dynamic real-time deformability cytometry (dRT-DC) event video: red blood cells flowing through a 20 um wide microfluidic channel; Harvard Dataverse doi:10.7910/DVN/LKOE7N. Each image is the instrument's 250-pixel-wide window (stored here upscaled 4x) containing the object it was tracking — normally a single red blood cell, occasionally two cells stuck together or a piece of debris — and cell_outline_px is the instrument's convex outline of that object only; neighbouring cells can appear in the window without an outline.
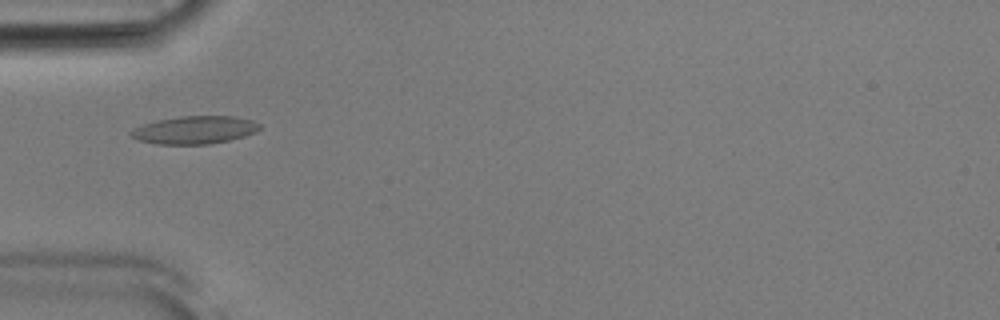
{"species": "Egyptian fruit bat (a non-hibernating species)", "species_latin": "Rousettus aegyptiacus", "temperature_condition": "room temperature", "stored_images_in_passage": 43, "camera_frame_rate_fps": 3000, "um_per_image_px": 0.085, "animal": {"sex": "male"}, "frame": {"image": 1, "passage_image": 8, "time_ms": 2.333, "image_size_px": [1000, 320], "cell_outline_px": [[260, 128], [256, 132], [244, 136], [228, 140], [208, 144], [156, 144], [136, 140], [128, 132], [132, 128], [156, 120], [180, 116], [236, 116], [252, 120], [260, 124]], "centroid_in_image_um": [16.51, 11.04], "position_along_channel_um": 68.5, "area_um2": 20.98}}
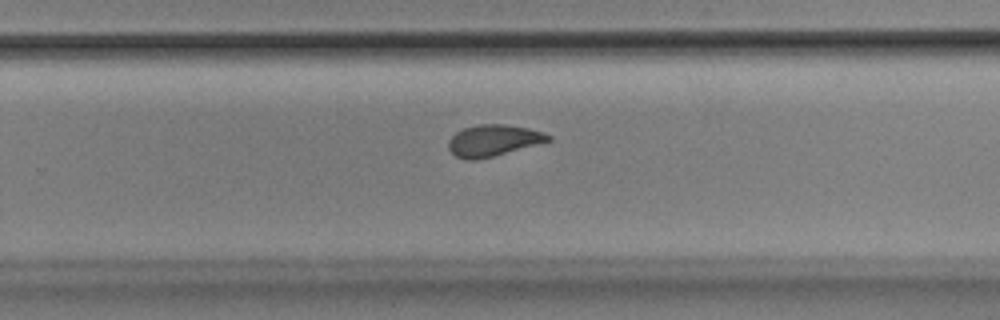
{"frame": {"image": 2, "passage_image": 25, "time_ms": 8.0, "image_size_px": [1000, 320], "cell_outline_px": [[552, 140], [492, 156], [476, 160], [468, 160], [456, 156], [448, 148], [448, 140], [456, 132], [464, 128], [480, 124], [504, 124], [528, 128], [544, 132], [552, 136]], "centroid_in_image_um": [41.93, 11.93], "position_along_channel_um": 287.9, "area_um2": 18.09}}
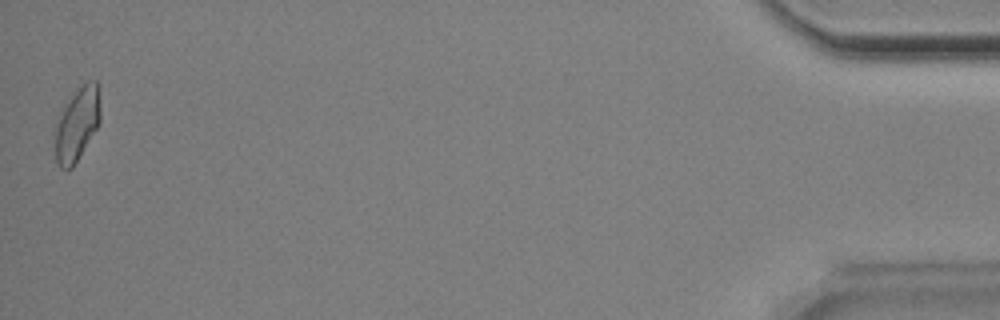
{"frame": {"image": 3, "passage_image": 43, "time_ms": 14.0, "image_size_px": [1000, 320], "cell_outline_px": [[100, 120], [96, 128], [72, 168], [68, 172], [60, 168], [56, 160], [56, 128], [64, 104], [88, 80], [96, 80], [100, 108]], "centroid_in_image_um": [6.55, 10.59], "position_along_channel_um": 428.6, "area_um2": 18.73}, "authors_computed_cell_mechanics": {"area_um2": 18.496, "velocity_mm_per_s": 3.878, "shape_relaxation_time_tau1_ms": null, "shape_relaxation_time_tau2_ms": 1.8807, "deformation_change_tau1": null, "deformation_change_tau2": 0.0699}}